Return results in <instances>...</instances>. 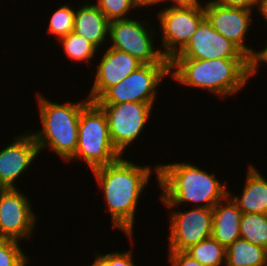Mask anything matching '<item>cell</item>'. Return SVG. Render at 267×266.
Segmentation results:
<instances>
[{
    "mask_svg": "<svg viewBox=\"0 0 267 266\" xmlns=\"http://www.w3.org/2000/svg\"><path fill=\"white\" fill-rule=\"evenodd\" d=\"M150 166L137 165L123 156L112 164L92 170L99 189L104 192L113 228H118L133 243L135 214L140 196L148 187V182L155 172L158 178V164L152 170Z\"/></svg>",
    "mask_w": 267,
    "mask_h": 266,
    "instance_id": "1",
    "label": "cell"
},
{
    "mask_svg": "<svg viewBox=\"0 0 267 266\" xmlns=\"http://www.w3.org/2000/svg\"><path fill=\"white\" fill-rule=\"evenodd\" d=\"M215 176L190 162L158 164L159 198L167 207L191 203L212 209L228 196L226 180L222 183Z\"/></svg>",
    "mask_w": 267,
    "mask_h": 266,
    "instance_id": "2",
    "label": "cell"
},
{
    "mask_svg": "<svg viewBox=\"0 0 267 266\" xmlns=\"http://www.w3.org/2000/svg\"><path fill=\"white\" fill-rule=\"evenodd\" d=\"M169 77H173L179 85L204 89L223 99L236 95L247 85L248 62L247 58H173Z\"/></svg>",
    "mask_w": 267,
    "mask_h": 266,
    "instance_id": "3",
    "label": "cell"
},
{
    "mask_svg": "<svg viewBox=\"0 0 267 266\" xmlns=\"http://www.w3.org/2000/svg\"><path fill=\"white\" fill-rule=\"evenodd\" d=\"M36 95L42 128L33 131L32 135L39 153L48 149L66 163L75 154L80 114L90 100L86 96L84 101H67L59 104L48 100L40 93Z\"/></svg>",
    "mask_w": 267,
    "mask_h": 266,
    "instance_id": "4",
    "label": "cell"
},
{
    "mask_svg": "<svg viewBox=\"0 0 267 266\" xmlns=\"http://www.w3.org/2000/svg\"><path fill=\"white\" fill-rule=\"evenodd\" d=\"M122 156L111 141L106 114L96 102L89 101L80 114L75 154L67 162L80 159L92 171Z\"/></svg>",
    "mask_w": 267,
    "mask_h": 266,
    "instance_id": "5",
    "label": "cell"
},
{
    "mask_svg": "<svg viewBox=\"0 0 267 266\" xmlns=\"http://www.w3.org/2000/svg\"><path fill=\"white\" fill-rule=\"evenodd\" d=\"M148 20L127 18L111 21L109 40L111 48L127 52L142 64H170L160 48H155L154 31Z\"/></svg>",
    "mask_w": 267,
    "mask_h": 266,
    "instance_id": "6",
    "label": "cell"
},
{
    "mask_svg": "<svg viewBox=\"0 0 267 266\" xmlns=\"http://www.w3.org/2000/svg\"><path fill=\"white\" fill-rule=\"evenodd\" d=\"M170 75V64H142L118 84L110 87L97 104L141 102L154 104L157 89Z\"/></svg>",
    "mask_w": 267,
    "mask_h": 266,
    "instance_id": "7",
    "label": "cell"
},
{
    "mask_svg": "<svg viewBox=\"0 0 267 266\" xmlns=\"http://www.w3.org/2000/svg\"><path fill=\"white\" fill-rule=\"evenodd\" d=\"M164 7L156 15L162 31L160 50L171 61L187 45L206 15L204 7Z\"/></svg>",
    "mask_w": 267,
    "mask_h": 266,
    "instance_id": "8",
    "label": "cell"
},
{
    "mask_svg": "<svg viewBox=\"0 0 267 266\" xmlns=\"http://www.w3.org/2000/svg\"><path fill=\"white\" fill-rule=\"evenodd\" d=\"M108 121L111 141L122 155L129 145L138 139L151 117L154 104L124 102L120 104H98Z\"/></svg>",
    "mask_w": 267,
    "mask_h": 266,
    "instance_id": "9",
    "label": "cell"
},
{
    "mask_svg": "<svg viewBox=\"0 0 267 266\" xmlns=\"http://www.w3.org/2000/svg\"><path fill=\"white\" fill-rule=\"evenodd\" d=\"M169 214V251H186L191 246L212 236L213 210L194 207L187 211H177L175 207Z\"/></svg>",
    "mask_w": 267,
    "mask_h": 266,
    "instance_id": "10",
    "label": "cell"
},
{
    "mask_svg": "<svg viewBox=\"0 0 267 266\" xmlns=\"http://www.w3.org/2000/svg\"><path fill=\"white\" fill-rule=\"evenodd\" d=\"M19 188H0V238L20 241L33 236L38 216Z\"/></svg>",
    "mask_w": 267,
    "mask_h": 266,
    "instance_id": "11",
    "label": "cell"
},
{
    "mask_svg": "<svg viewBox=\"0 0 267 266\" xmlns=\"http://www.w3.org/2000/svg\"><path fill=\"white\" fill-rule=\"evenodd\" d=\"M207 20L213 28L231 41L247 58L254 50L246 45V35L252 22L253 11L231 8L213 0L204 4Z\"/></svg>",
    "mask_w": 267,
    "mask_h": 266,
    "instance_id": "12",
    "label": "cell"
},
{
    "mask_svg": "<svg viewBox=\"0 0 267 266\" xmlns=\"http://www.w3.org/2000/svg\"><path fill=\"white\" fill-rule=\"evenodd\" d=\"M174 58L210 60L247 57L231 41L216 31L205 18L187 45Z\"/></svg>",
    "mask_w": 267,
    "mask_h": 266,
    "instance_id": "13",
    "label": "cell"
},
{
    "mask_svg": "<svg viewBox=\"0 0 267 266\" xmlns=\"http://www.w3.org/2000/svg\"><path fill=\"white\" fill-rule=\"evenodd\" d=\"M24 133L15 136L13 142L0 151V188H18L16 180L29 170L39 154L32 132Z\"/></svg>",
    "mask_w": 267,
    "mask_h": 266,
    "instance_id": "14",
    "label": "cell"
},
{
    "mask_svg": "<svg viewBox=\"0 0 267 266\" xmlns=\"http://www.w3.org/2000/svg\"><path fill=\"white\" fill-rule=\"evenodd\" d=\"M98 61L95 80L90 89L88 99L97 101L110 87L118 84L142 65L140 61L128 54L111 47L103 52Z\"/></svg>",
    "mask_w": 267,
    "mask_h": 266,
    "instance_id": "15",
    "label": "cell"
},
{
    "mask_svg": "<svg viewBox=\"0 0 267 266\" xmlns=\"http://www.w3.org/2000/svg\"><path fill=\"white\" fill-rule=\"evenodd\" d=\"M86 1L75 10L74 32L100 49L109 38L110 21L96 4Z\"/></svg>",
    "mask_w": 267,
    "mask_h": 266,
    "instance_id": "16",
    "label": "cell"
},
{
    "mask_svg": "<svg viewBox=\"0 0 267 266\" xmlns=\"http://www.w3.org/2000/svg\"><path fill=\"white\" fill-rule=\"evenodd\" d=\"M253 164L248 166L242 194L228 196L239 207L242 213L267 215V178Z\"/></svg>",
    "mask_w": 267,
    "mask_h": 266,
    "instance_id": "17",
    "label": "cell"
},
{
    "mask_svg": "<svg viewBox=\"0 0 267 266\" xmlns=\"http://www.w3.org/2000/svg\"><path fill=\"white\" fill-rule=\"evenodd\" d=\"M212 210V237L227 248L240 238V221L243 213L229 196L218 202Z\"/></svg>",
    "mask_w": 267,
    "mask_h": 266,
    "instance_id": "18",
    "label": "cell"
},
{
    "mask_svg": "<svg viewBox=\"0 0 267 266\" xmlns=\"http://www.w3.org/2000/svg\"><path fill=\"white\" fill-rule=\"evenodd\" d=\"M226 266H267V249L239 238L226 248Z\"/></svg>",
    "mask_w": 267,
    "mask_h": 266,
    "instance_id": "19",
    "label": "cell"
},
{
    "mask_svg": "<svg viewBox=\"0 0 267 266\" xmlns=\"http://www.w3.org/2000/svg\"><path fill=\"white\" fill-rule=\"evenodd\" d=\"M185 252L204 266L226 264V248L212 236L191 246Z\"/></svg>",
    "mask_w": 267,
    "mask_h": 266,
    "instance_id": "20",
    "label": "cell"
},
{
    "mask_svg": "<svg viewBox=\"0 0 267 266\" xmlns=\"http://www.w3.org/2000/svg\"><path fill=\"white\" fill-rule=\"evenodd\" d=\"M240 238L267 249V215L243 213L240 221Z\"/></svg>",
    "mask_w": 267,
    "mask_h": 266,
    "instance_id": "21",
    "label": "cell"
},
{
    "mask_svg": "<svg viewBox=\"0 0 267 266\" xmlns=\"http://www.w3.org/2000/svg\"><path fill=\"white\" fill-rule=\"evenodd\" d=\"M59 43L62 44L65 55L76 62L89 63L98 50L89 40L74 31L60 38Z\"/></svg>",
    "mask_w": 267,
    "mask_h": 266,
    "instance_id": "22",
    "label": "cell"
},
{
    "mask_svg": "<svg viewBox=\"0 0 267 266\" xmlns=\"http://www.w3.org/2000/svg\"><path fill=\"white\" fill-rule=\"evenodd\" d=\"M47 33L58 41L74 31L75 9L67 4L57 8L50 16Z\"/></svg>",
    "mask_w": 267,
    "mask_h": 266,
    "instance_id": "23",
    "label": "cell"
},
{
    "mask_svg": "<svg viewBox=\"0 0 267 266\" xmlns=\"http://www.w3.org/2000/svg\"><path fill=\"white\" fill-rule=\"evenodd\" d=\"M96 5L110 22L127 19L129 11L139 8L134 0H100Z\"/></svg>",
    "mask_w": 267,
    "mask_h": 266,
    "instance_id": "24",
    "label": "cell"
},
{
    "mask_svg": "<svg viewBox=\"0 0 267 266\" xmlns=\"http://www.w3.org/2000/svg\"><path fill=\"white\" fill-rule=\"evenodd\" d=\"M19 243L17 240L0 238V266H20L30 259Z\"/></svg>",
    "mask_w": 267,
    "mask_h": 266,
    "instance_id": "25",
    "label": "cell"
},
{
    "mask_svg": "<svg viewBox=\"0 0 267 266\" xmlns=\"http://www.w3.org/2000/svg\"><path fill=\"white\" fill-rule=\"evenodd\" d=\"M107 263L109 266H136L134 264V255L132 251H112L111 253H98ZM133 255V256H132Z\"/></svg>",
    "mask_w": 267,
    "mask_h": 266,
    "instance_id": "26",
    "label": "cell"
},
{
    "mask_svg": "<svg viewBox=\"0 0 267 266\" xmlns=\"http://www.w3.org/2000/svg\"><path fill=\"white\" fill-rule=\"evenodd\" d=\"M168 262L171 266H204L185 251H168Z\"/></svg>",
    "mask_w": 267,
    "mask_h": 266,
    "instance_id": "27",
    "label": "cell"
},
{
    "mask_svg": "<svg viewBox=\"0 0 267 266\" xmlns=\"http://www.w3.org/2000/svg\"><path fill=\"white\" fill-rule=\"evenodd\" d=\"M248 62V80L258 72V66L260 63H267V45L263 50L258 52L255 49L252 51L250 56L247 58Z\"/></svg>",
    "mask_w": 267,
    "mask_h": 266,
    "instance_id": "28",
    "label": "cell"
},
{
    "mask_svg": "<svg viewBox=\"0 0 267 266\" xmlns=\"http://www.w3.org/2000/svg\"><path fill=\"white\" fill-rule=\"evenodd\" d=\"M221 5L253 11L257 8V0H213Z\"/></svg>",
    "mask_w": 267,
    "mask_h": 266,
    "instance_id": "29",
    "label": "cell"
},
{
    "mask_svg": "<svg viewBox=\"0 0 267 266\" xmlns=\"http://www.w3.org/2000/svg\"><path fill=\"white\" fill-rule=\"evenodd\" d=\"M172 2V5L166 2ZM162 3L167 4L170 7H204V3L201 0H162Z\"/></svg>",
    "mask_w": 267,
    "mask_h": 266,
    "instance_id": "30",
    "label": "cell"
},
{
    "mask_svg": "<svg viewBox=\"0 0 267 266\" xmlns=\"http://www.w3.org/2000/svg\"><path fill=\"white\" fill-rule=\"evenodd\" d=\"M256 10L264 18L263 20L267 22V0H257Z\"/></svg>",
    "mask_w": 267,
    "mask_h": 266,
    "instance_id": "31",
    "label": "cell"
},
{
    "mask_svg": "<svg viewBox=\"0 0 267 266\" xmlns=\"http://www.w3.org/2000/svg\"><path fill=\"white\" fill-rule=\"evenodd\" d=\"M135 3L138 5L139 8H142L144 6H152V5H156L158 3H162V0H134Z\"/></svg>",
    "mask_w": 267,
    "mask_h": 266,
    "instance_id": "32",
    "label": "cell"
},
{
    "mask_svg": "<svg viewBox=\"0 0 267 266\" xmlns=\"http://www.w3.org/2000/svg\"><path fill=\"white\" fill-rule=\"evenodd\" d=\"M89 266H109V265L99 254H97L95 260Z\"/></svg>",
    "mask_w": 267,
    "mask_h": 266,
    "instance_id": "33",
    "label": "cell"
},
{
    "mask_svg": "<svg viewBox=\"0 0 267 266\" xmlns=\"http://www.w3.org/2000/svg\"><path fill=\"white\" fill-rule=\"evenodd\" d=\"M29 261H30V260L27 259V260H26L22 265H20V266H27V264L29 263Z\"/></svg>",
    "mask_w": 267,
    "mask_h": 266,
    "instance_id": "34",
    "label": "cell"
}]
</instances>
